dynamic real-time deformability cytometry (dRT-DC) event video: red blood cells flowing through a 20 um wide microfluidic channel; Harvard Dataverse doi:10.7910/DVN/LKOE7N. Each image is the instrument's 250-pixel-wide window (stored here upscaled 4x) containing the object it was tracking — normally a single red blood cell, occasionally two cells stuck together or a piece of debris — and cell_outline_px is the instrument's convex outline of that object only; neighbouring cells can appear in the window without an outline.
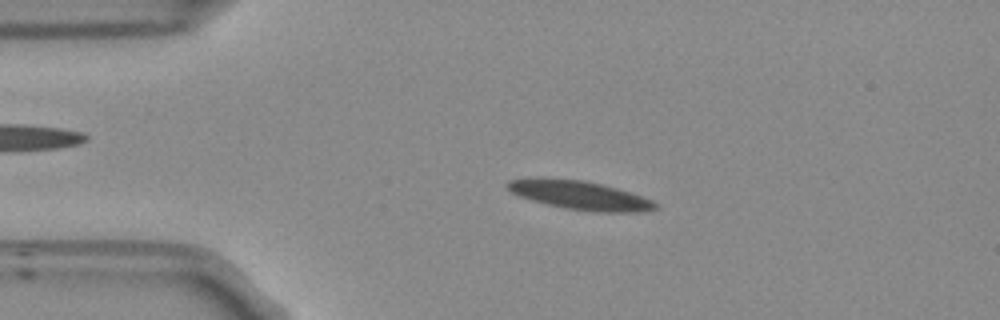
{"species": "Egyptian fruit bat (a non-hibernating species)", "species_latin": "Rousettus aegyptiacus", "temperature_condition": "room temperature", "stored_images_in_passage": 47, "camera_frame_rate_fps": 3000, "um_per_image_px": 0.085, "frame": {"image": 1, "passage_image": 4, "time_ms": 1.0, "image_size_px": [1000, 320], "cell_outline_px": [[656, 208], [644, 212], [596, 212], [564, 208], [532, 200], [520, 196], [512, 192], [504, 184], [508, 180], [524, 176], [544, 176], [584, 180], [616, 188], [652, 200], [656, 204]], "centroid_in_image_um": [49.17, 16.55], "position_along_channel_um": 35.8, "area_um2": 25.14}}
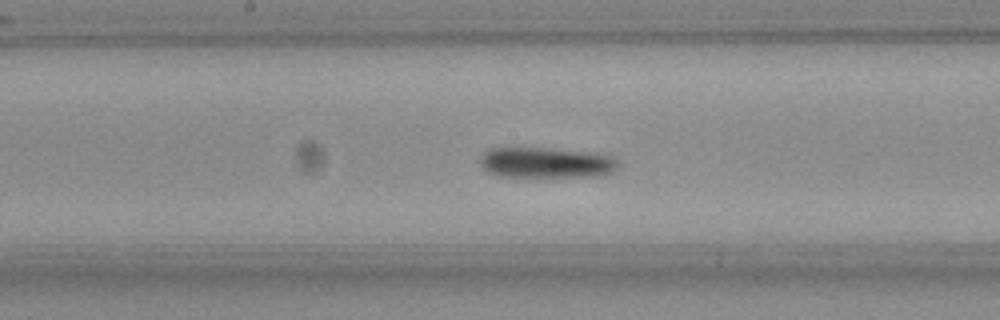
{"frame": {"image": 2, "passage_image": 20, "time_ms": 6.333, "image_size_px": [1000, 320], "cell_outline_px": [[616, 168], [612, 172], [600, 176], [496, 176], [488, 172], [480, 164], [480, 160], [484, 152], [492, 148], [544, 148], [580, 152], [612, 156], [616, 160]], "centroid_in_image_um": [46.36, 13.83], "position_along_channel_um": 201.8, "area_um2": 24.04}}
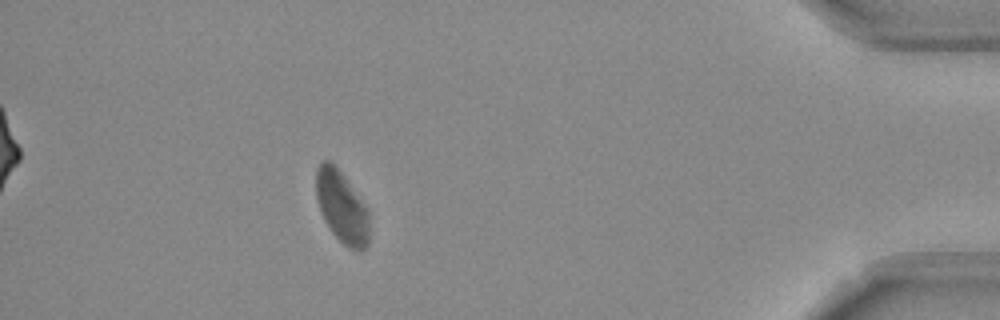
{"frame": {"image": 3, "passage_image": 41, "time_ms": 13.333, "image_size_px": [1000, 320], "cell_outline_px": [[368, 244], [360, 252], [356, 252], [348, 248], [332, 232], [324, 220], [316, 196], [316, 168], [324, 160], [328, 160], [336, 164], [364, 204], [368, 212]], "centroid_in_image_um": [29.04, 17.58], "position_along_channel_um": 406.2, "area_um2": 22.2}}